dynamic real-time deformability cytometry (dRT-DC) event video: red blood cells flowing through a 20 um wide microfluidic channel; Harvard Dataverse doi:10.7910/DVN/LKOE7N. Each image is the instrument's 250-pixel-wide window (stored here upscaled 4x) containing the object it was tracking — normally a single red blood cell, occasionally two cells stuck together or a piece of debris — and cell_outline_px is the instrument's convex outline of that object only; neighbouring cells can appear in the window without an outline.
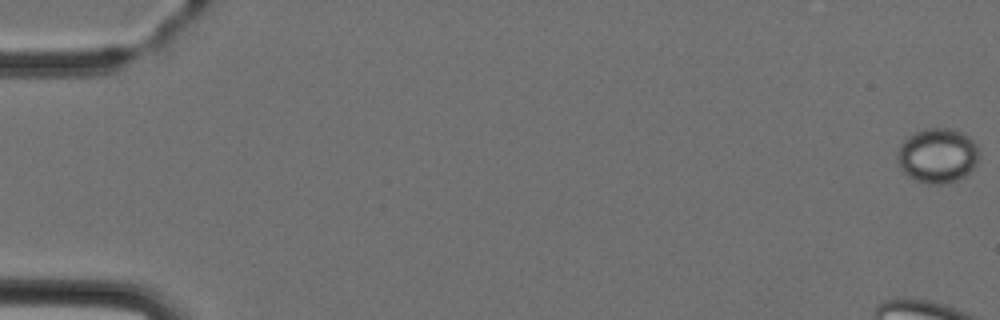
{"species": "Egyptian fruit bat (a non-hibernating species)", "species_latin": "Rousettus aegyptiacus", "temperature_condition": "cold", "stored_images_in_passage": 5, "camera_frame_rate_fps": 3000, "um_per_image_px": 0.085, "animal": {"sex": "female"}, "frame": {"image": 1, "passage_image": 1, "time_ms": 0.0, "image_size_px": [1000, 320], "cell_outline_px": [[980, 156], [976, 164], [964, 176], [956, 180], [940, 184], [928, 184], [916, 180], [908, 176], [900, 168], [896, 152], [900, 144], [908, 136], [924, 128], [952, 128], [964, 132], [976, 144]], "centroid_in_image_um": [79.68, 13.2], "position_along_channel_um": 5.3, "area_um2": 26.18}}